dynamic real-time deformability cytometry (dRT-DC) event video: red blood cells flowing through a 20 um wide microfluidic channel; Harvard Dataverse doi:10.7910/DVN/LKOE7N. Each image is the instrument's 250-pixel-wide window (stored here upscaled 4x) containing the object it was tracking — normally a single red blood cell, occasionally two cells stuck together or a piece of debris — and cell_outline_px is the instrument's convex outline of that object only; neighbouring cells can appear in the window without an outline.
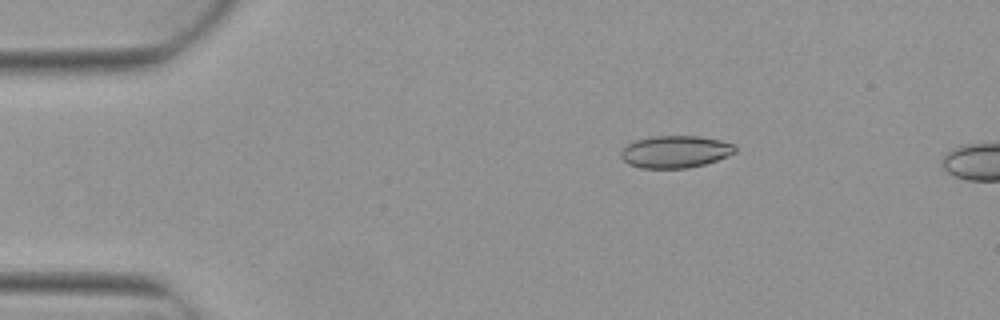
{"species": "Egyptian fruit bat (a non-hibernating species)", "species_latin": "Rousettus aegyptiacus", "temperature_condition": "warm", "stored_images_in_passage": 3, "camera_frame_rate_fps": 3000, "um_per_image_px": 0.085, "animal": {"sex": "female"}, "frame": {"image": 1, "passage_image": 2, "time_ms": 0.333, "image_size_px": [1000, 320], "cell_outline_px": [[736, 152], [728, 156], [704, 164], [688, 168], [640, 168], [628, 164], [620, 156], [620, 152], [628, 144], [636, 140], [652, 136], [696, 136], [720, 140], [736, 144]], "centroid_in_image_um": [57.41, 12.9], "position_along_channel_um": 27.6, "area_um2": 21.44}}